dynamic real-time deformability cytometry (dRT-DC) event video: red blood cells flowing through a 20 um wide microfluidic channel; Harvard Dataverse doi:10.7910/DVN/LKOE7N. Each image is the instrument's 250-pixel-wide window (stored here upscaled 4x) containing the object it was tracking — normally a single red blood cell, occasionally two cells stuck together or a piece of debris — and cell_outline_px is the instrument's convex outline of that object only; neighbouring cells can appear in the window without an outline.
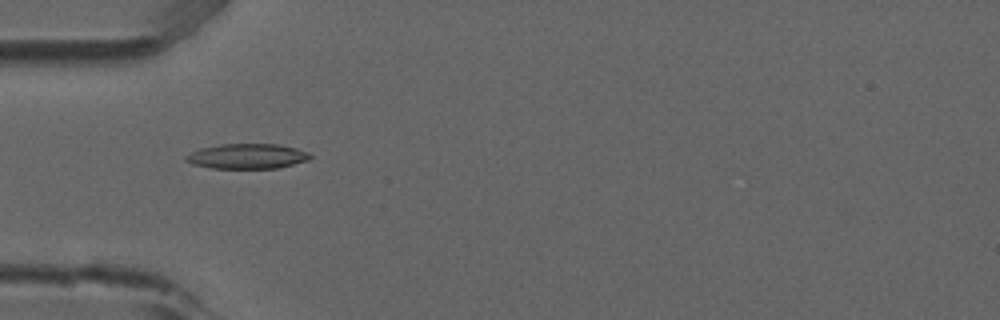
{"species": "common noctule bat (a hibernating species)", "species_latin": "Nyctalus noctula", "temperature_condition": "room temperature", "stored_images_in_passage": 5, "camera_frame_rate_fps": 3000, "um_per_image_px": 0.085, "animal": {"sex": "male", "forearm_length_mm": 52.5}, "frame": {"image": 1, "passage_image": 5, "time_ms": 1.333, "image_size_px": [1000, 320], "cell_outline_px": [[312, 156], [308, 160], [276, 168], [212, 168], [192, 164], [184, 160], [184, 156], [200, 148], [220, 144], [276, 144], [296, 148], [308, 152]], "centroid_in_image_um": [20.98, 13.27], "position_along_channel_um": 64.0, "area_um2": 18.03}}